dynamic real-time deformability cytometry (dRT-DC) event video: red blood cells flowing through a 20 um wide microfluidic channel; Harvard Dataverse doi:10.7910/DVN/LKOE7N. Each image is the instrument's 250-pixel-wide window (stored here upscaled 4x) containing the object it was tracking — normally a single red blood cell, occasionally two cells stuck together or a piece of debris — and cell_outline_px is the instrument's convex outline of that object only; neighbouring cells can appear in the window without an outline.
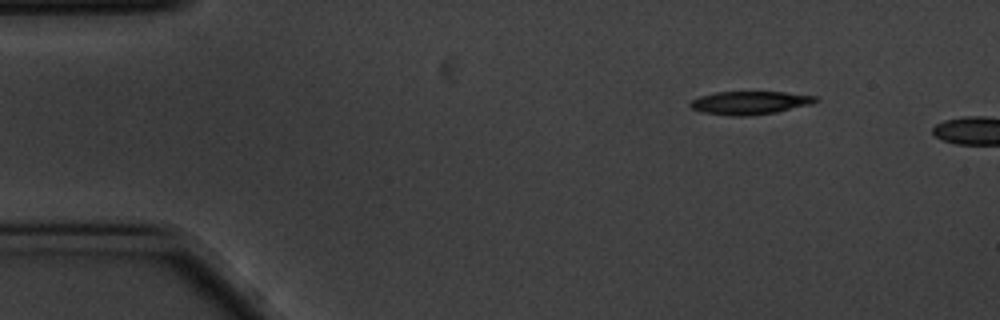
{"species": "common noctule bat (a hibernating species)", "species_latin": "Nyctalus noctula", "temperature_condition": "cold", "stored_images_in_passage": 4, "camera_frame_rate_fps": 3000, "um_per_image_px": 0.085, "animal": {"sex": "male", "body_mass_g": 20.1, "forearm_length_mm": 53.5}, "frame": {"image": 1, "passage_image": 1, "time_ms": 0.0, "image_size_px": [1000, 320], "cell_outline_px": [[820, 100], [812, 104], [776, 112], [744, 116], [732, 116], [704, 112], [692, 108], [688, 104], [692, 100], [700, 96], [716, 92], [784, 92], [816, 96]], "centroid_in_image_um": [63.76, 8.73], "position_along_channel_um": 21.2, "area_um2": 16.82}}